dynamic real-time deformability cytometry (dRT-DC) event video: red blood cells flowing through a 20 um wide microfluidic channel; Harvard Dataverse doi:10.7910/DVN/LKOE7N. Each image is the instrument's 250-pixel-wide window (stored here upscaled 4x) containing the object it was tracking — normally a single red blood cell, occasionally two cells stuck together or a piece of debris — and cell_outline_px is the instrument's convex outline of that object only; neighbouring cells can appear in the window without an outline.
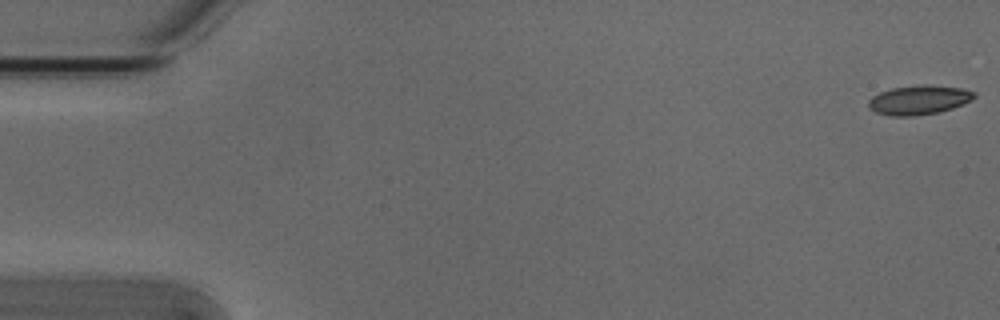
{"species": "Egyptian fruit bat (a non-hibernating species)", "species_latin": "Rousettus aegyptiacus", "temperature_condition": "cold", "stored_images_in_passage": 54, "camera_frame_rate_fps": 3000, "um_per_image_px": 0.085, "animal": {"sex": "male"}, "frame": {"image": 1, "passage_image": 1, "time_ms": 0.0, "image_size_px": [1000, 320], "cell_outline_px": [[976, 96], [972, 100], [952, 108], [940, 112], [912, 116], [892, 116], [876, 112], [868, 108], [868, 100], [872, 96], [880, 92], [892, 88], [964, 88], [976, 92]], "centroid_in_image_um": [78.08, 8.56], "position_along_channel_um": 6.9, "area_um2": 17.11}}
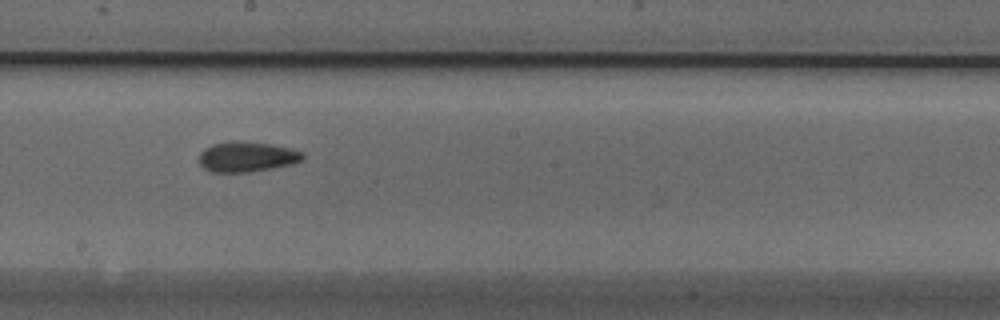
{"frame": {"image": 2, "passage_image": 30, "time_ms": 9.667, "image_size_px": [1000, 320], "cell_outline_px": [[304, 160], [292, 164], [272, 168], [248, 172], [212, 172], [204, 168], [200, 164], [200, 152], [204, 148], [212, 144], [232, 140], [244, 140], [292, 148], [304, 152]], "centroid_in_image_um": [21.0, 13.31], "position_along_channel_um": 227.2, "area_um2": 18.5}}
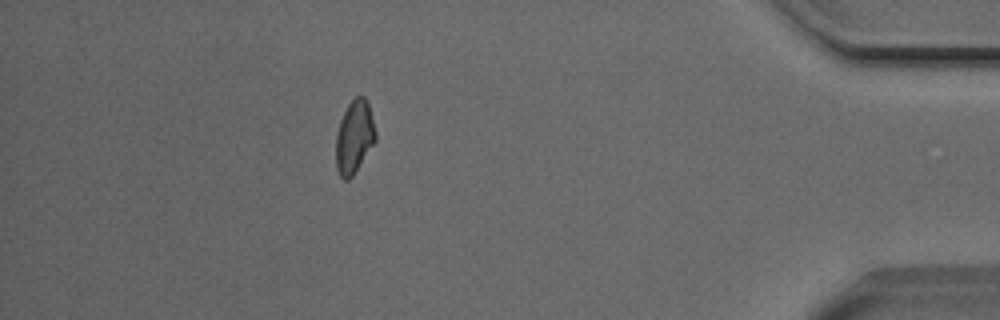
{"frame": {"image": 3, "passage_image": 48, "time_ms": 15.667, "image_size_px": [1000, 320], "cell_outline_px": [[376, 140], [352, 176], [348, 180], [344, 180], [340, 176], [336, 168], [336, 132], [340, 120], [348, 104], [356, 96], [364, 96], [368, 104], [376, 132]], "centroid_in_image_um": [30.1, 11.64], "position_along_channel_um": 405.1, "area_um2": 16.7}, "authors_computed_cell_mechanics": {"area_um2": 17.3978, "velocity_mm_per_s": 3.8087, "shape_relaxation_time_tau1_ms": 5.462, "shape_relaxation_time_tau2_ms": 3.1916, "deformation_change_tau1": 0.1349, "deformation_change_tau2": 0.0975}}